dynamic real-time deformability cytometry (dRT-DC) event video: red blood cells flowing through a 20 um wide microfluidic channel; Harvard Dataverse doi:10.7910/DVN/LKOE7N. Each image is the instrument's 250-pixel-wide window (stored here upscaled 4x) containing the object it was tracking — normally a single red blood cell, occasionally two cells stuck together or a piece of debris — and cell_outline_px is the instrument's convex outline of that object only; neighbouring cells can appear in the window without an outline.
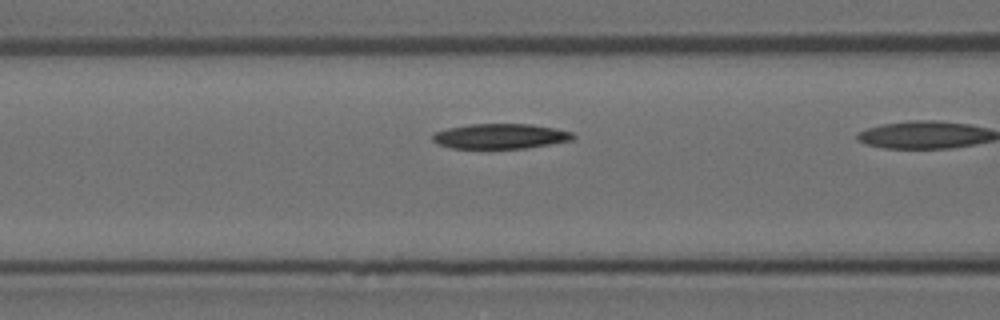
{"species": "Egyptian fruit bat (a non-hibernating species)", "species_latin": "Rousettus aegyptiacus", "temperature_condition": "room temperature", "stored_images_in_passage": 11, "camera_frame_rate_fps": 3000, "um_per_image_px": 0.085, "animal": {"sex": "female"}, "frame": {"image": 1, "passage_image": 10, "time_ms": 3.0, "image_size_px": [1000, 320], "cell_outline_px": [[576, 136], [572, 140], [524, 148], [452, 148], [440, 144], [432, 140], [432, 136], [436, 132], [448, 128], [472, 124], [528, 124], [556, 128], [572, 132]], "centroid_in_image_um": [42.55, 11.57], "position_along_channel_um": 124.0, "area_um2": 20.23}}